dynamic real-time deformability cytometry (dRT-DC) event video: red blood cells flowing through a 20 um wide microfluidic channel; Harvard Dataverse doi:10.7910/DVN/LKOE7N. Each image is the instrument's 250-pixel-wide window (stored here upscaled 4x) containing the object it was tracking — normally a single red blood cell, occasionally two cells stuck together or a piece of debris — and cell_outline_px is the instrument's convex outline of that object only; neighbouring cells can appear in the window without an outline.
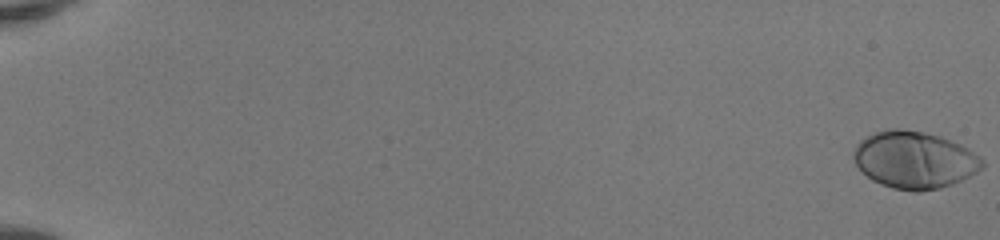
{"species": "human", "species_latin": "Homo sapiens", "temperature_condition": "room temperature", "stored_images_in_passage": 52, "camera_frame_rate_fps": 3000, "um_per_image_px": 0.085, "donor": {"sex": "female"}, "frame": {"image": 1, "passage_image": 1, "time_ms": 0.0, "image_size_px": [1000, 240], "cell_outline_px": [[984, 168], [952, 184], [940, 188], [920, 192], [912, 192], [892, 188], [880, 184], [872, 180], [852, 160], [852, 152], [856, 144], [864, 136], [884, 128], [900, 128], [924, 132], [940, 136], [960, 144], [968, 148], [980, 156], [984, 160]], "centroid_in_image_um": [77.7, 13.58], "position_along_channel_um": 7.3, "area_um2": 43.35}}
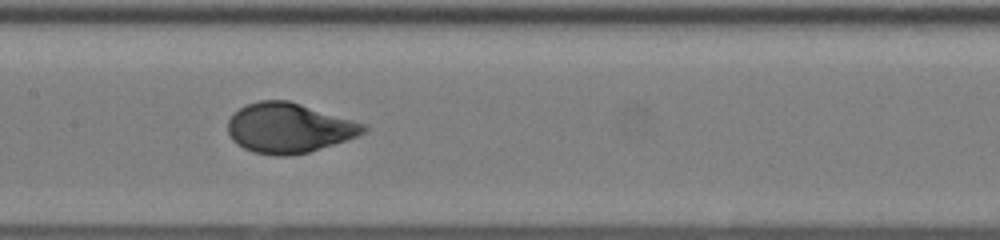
{"frame": {"image": 2, "passage_image": 29, "time_ms": 9.333, "image_size_px": [1000, 240], "cell_outline_px": [[368, 128], [364, 132], [356, 136], [308, 152], [292, 156], [276, 156], [252, 152], [236, 144], [232, 140], [228, 132], [228, 120], [244, 104], [260, 100], [288, 100], [352, 120], [364, 124]], "centroid_in_image_um": [24.5, 10.88], "position_along_channel_um": 182.9, "area_um2": 39.07}}
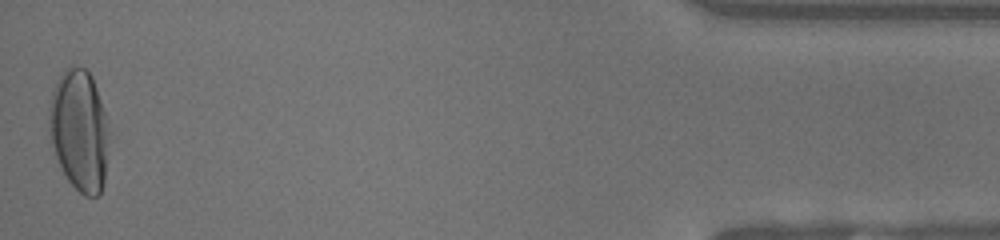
{"frame": {"image": 3, "passage_image": 52, "time_ms": 17.0, "image_size_px": [1000, 240], "cell_outline_px": [[108, 136], [104, 184], [100, 196], [84, 196], [68, 180], [56, 156], [52, 144], [48, 120], [48, 108], [52, 88], [56, 80], [64, 68], [72, 64], [84, 68], [92, 76], [104, 112]], "centroid_in_image_um": [6.71, 11.04], "position_along_channel_um": 428.5, "area_um2": 42.25}, "authors_computed_cell_mechanics": {"area_um2": 39.593, "velocity_mm_per_s": 4.1481, "shape_relaxation_time_tau1_ms": 3.2613, "shape_relaxation_time_tau2_ms": null, "deformation_change_tau1": 0.2072, "deformation_change_tau2": null}}